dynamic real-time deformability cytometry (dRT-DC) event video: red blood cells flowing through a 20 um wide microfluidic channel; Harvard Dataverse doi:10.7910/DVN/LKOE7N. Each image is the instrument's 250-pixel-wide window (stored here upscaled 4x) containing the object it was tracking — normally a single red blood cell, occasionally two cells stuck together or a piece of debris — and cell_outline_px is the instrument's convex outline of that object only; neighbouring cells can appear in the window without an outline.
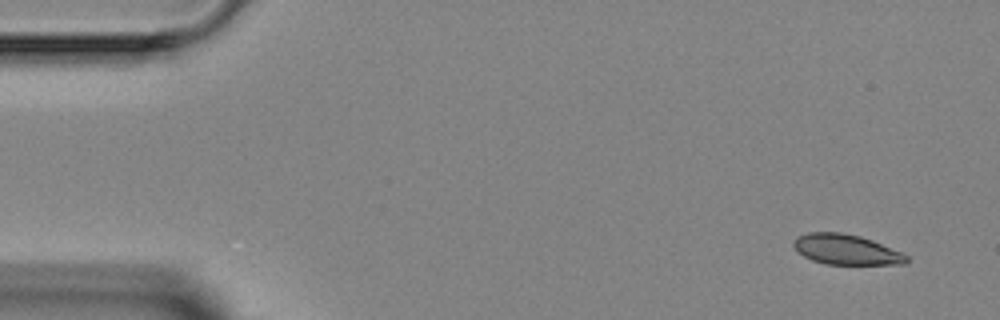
{"species": "Egyptian fruit bat (a non-hibernating species)", "species_latin": "Rousettus aegyptiacus", "temperature_condition": "room temperature", "stored_images_in_passage": 4, "camera_frame_rate_fps": 3000, "um_per_image_px": 0.085, "animal": {"sex": "female"}, "frame": {"image": 1, "passage_image": 1, "time_ms": 0.0, "image_size_px": [1000, 320], "cell_outline_px": [[908, 260], [904, 264], [824, 264], [812, 260], [804, 256], [792, 244], [792, 240], [796, 236], [808, 232], [840, 232], [860, 236], [872, 240], [900, 252], [908, 256]], "centroid_in_image_um": [71.88, 21.2], "position_along_channel_um": 13.1, "area_um2": 19.77}}
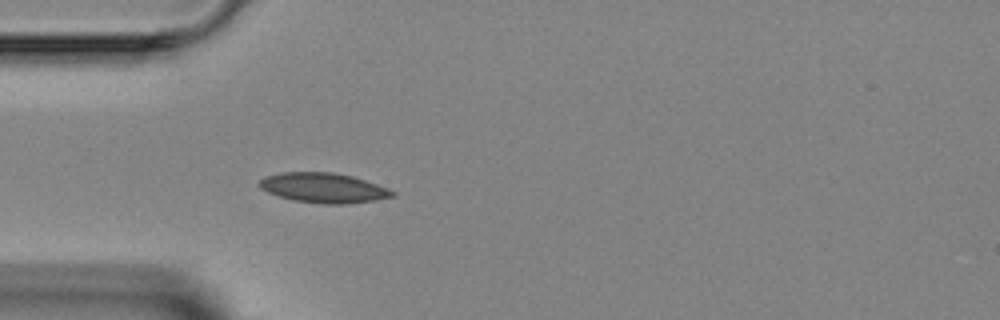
{"frame": {"image": 2, "passage_image": 4, "time_ms": 3.667, "image_size_px": [1000, 320], "cell_outline_px": [[396, 196], [376, 200], [344, 204], [324, 204], [292, 200], [268, 192], [260, 188], [256, 184], [264, 176], [280, 172], [332, 172], [352, 176], [388, 188], [396, 192]], "centroid_in_image_um": [27.48, 15.96], "position_along_channel_um": 57.5, "area_um2": 23.24}}